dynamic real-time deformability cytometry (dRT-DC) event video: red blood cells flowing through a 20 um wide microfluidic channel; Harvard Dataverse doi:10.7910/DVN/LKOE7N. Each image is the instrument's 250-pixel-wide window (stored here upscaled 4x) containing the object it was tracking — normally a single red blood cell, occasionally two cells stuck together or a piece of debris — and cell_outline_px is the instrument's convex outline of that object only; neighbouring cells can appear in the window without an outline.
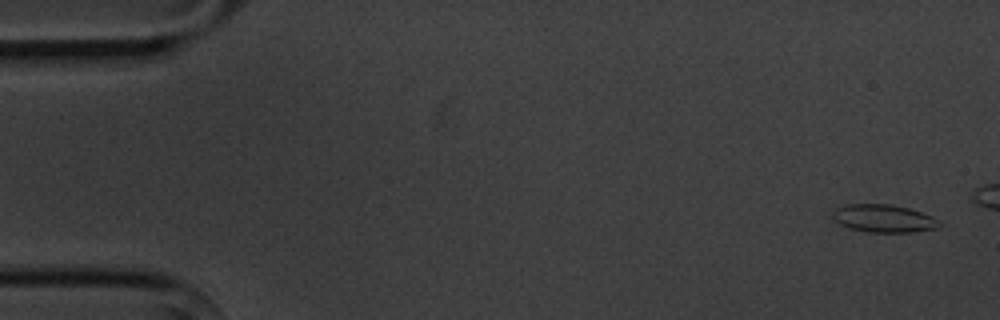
{"species": "common noctule bat (a hibernating species)", "species_latin": "Nyctalus noctula", "temperature_condition": "cold", "stored_images_in_passage": 6, "camera_frame_rate_fps": 3000, "um_per_image_px": 0.085, "animal": {"sex": "male", "body_mass_g": 20.1, "forearm_length_mm": 53.5}, "frame": {"image": 1, "passage_image": 1, "time_ms": 0.0, "image_size_px": [1000, 320], "cell_outline_px": [[944, 224], [936, 228], [912, 232], [868, 232], [848, 228], [832, 220], [832, 212], [836, 208], [844, 204], [892, 204], [908, 208], [932, 216], [940, 220]], "centroid_in_image_um": [75.09, 18.56], "position_along_channel_um": 9.9, "area_um2": 17.51}}